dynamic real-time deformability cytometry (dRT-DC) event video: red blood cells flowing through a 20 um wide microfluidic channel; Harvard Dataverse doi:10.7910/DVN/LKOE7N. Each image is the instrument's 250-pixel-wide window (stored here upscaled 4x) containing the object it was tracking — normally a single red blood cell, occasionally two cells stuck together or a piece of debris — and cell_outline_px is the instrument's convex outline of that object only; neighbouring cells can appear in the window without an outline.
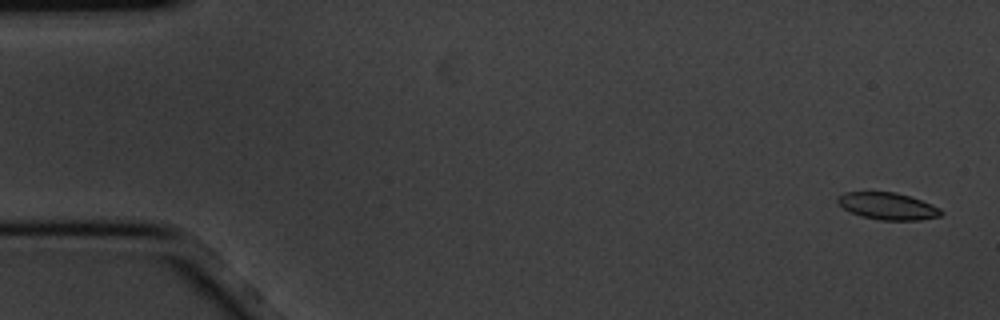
{"species": "common noctule bat (a hibernating species)", "species_latin": "Nyctalus noctula", "temperature_condition": "cold", "stored_images_in_passage": 15, "camera_frame_rate_fps": 3000, "um_per_image_px": 0.085, "animal": {"sex": "male", "body_mass_g": 20.1, "forearm_length_mm": 53.5}, "frame": {"image": 1, "passage_image": 1, "time_ms": 0.0, "image_size_px": [1000, 320], "cell_outline_px": [[944, 212], [940, 216], [920, 220], [880, 220], [860, 216], [844, 208], [836, 200], [836, 196], [844, 192], [896, 192], [932, 204], [940, 208]], "centroid_in_image_um": [75.45, 17.52], "position_along_channel_um": 9.5, "area_um2": 16.24}}
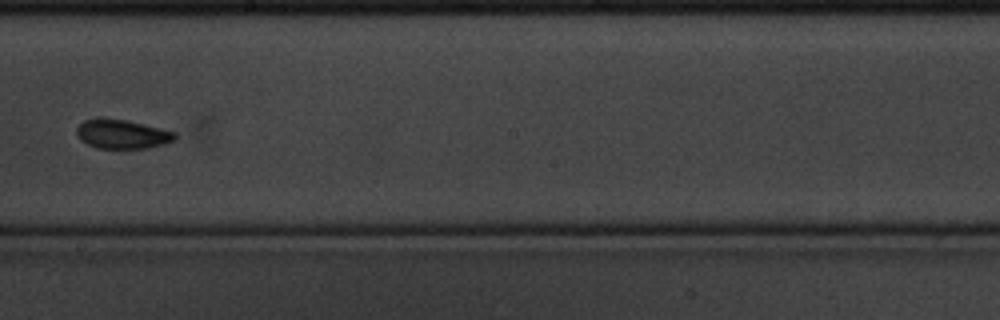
{"frame": {"image": 2, "passage_image": 9, "time_ms": 2.667, "image_size_px": [1000, 320], "cell_outline_px": [[176, 140], [164, 144], [148, 148], [96, 148], [80, 140], [76, 136], [76, 128], [84, 120], [96, 116], [100, 116], [124, 120], [144, 124], [176, 132]], "centroid_in_image_um": [10.34, 11.38], "position_along_channel_um": 237.9, "area_um2": 16.99}}
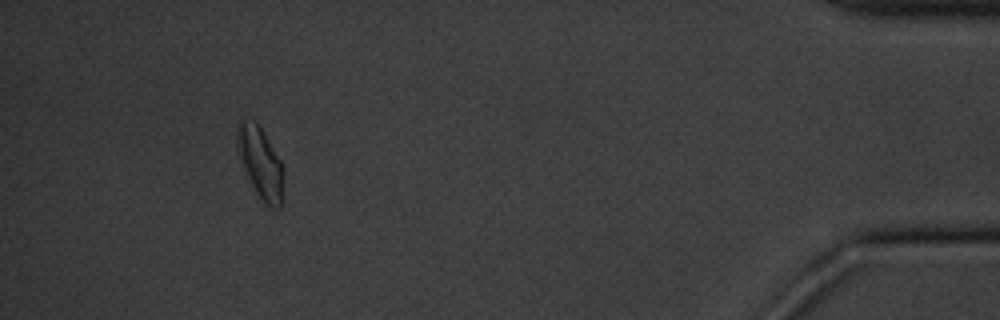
{"frame": {"image": 3, "passage_image": 14, "time_ms": 4.333, "image_size_px": [1000, 320], "cell_outline_px": [[280, 208], [272, 208], [264, 204], [256, 192], [244, 168], [236, 144], [236, 124], [240, 120], [252, 120], [260, 128], [280, 160]], "centroid_in_image_um": [22.06, 13.78], "position_along_channel_um": 413.1, "area_um2": 18.09}}